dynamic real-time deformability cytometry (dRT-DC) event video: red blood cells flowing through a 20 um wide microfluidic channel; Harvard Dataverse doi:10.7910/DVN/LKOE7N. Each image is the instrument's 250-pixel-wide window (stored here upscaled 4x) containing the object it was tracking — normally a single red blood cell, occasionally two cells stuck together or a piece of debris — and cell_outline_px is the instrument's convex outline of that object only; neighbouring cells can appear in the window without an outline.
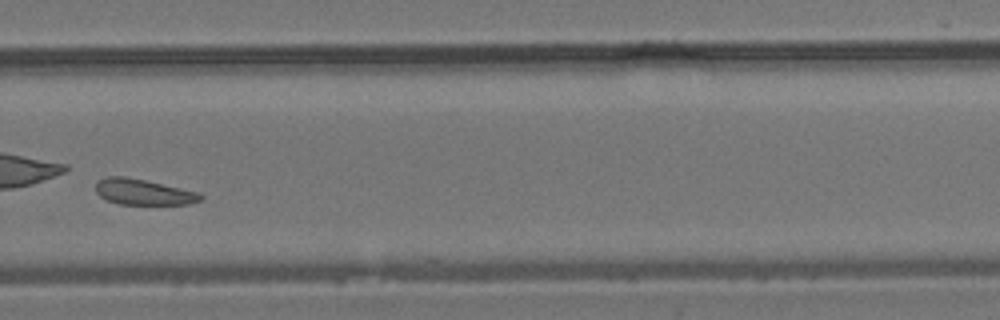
{"species": "common noctule bat (a hibernating species)", "species_latin": "Nyctalus noctula", "temperature_condition": "room temperature", "stored_images_in_passage": 45, "camera_frame_rate_fps": 3000, "um_per_image_px": 0.085, "animal": {"sex": "male", "body_mass_g": 19.2, "forearm_length_mm": 51.8}, "frame": {"image": 1, "passage_image": 32, "time_ms": 10.333, "image_size_px": [1000, 320], "cell_outline_px": [[204, 196], [200, 200], [188, 204], [120, 204], [108, 200], [100, 196], [96, 192], [96, 180], [108, 176], [124, 176], [144, 180], [196, 192]], "centroid_in_image_um": [12.12, 16.31], "position_along_channel_um": 317.7, "area_um2": 15.43}}